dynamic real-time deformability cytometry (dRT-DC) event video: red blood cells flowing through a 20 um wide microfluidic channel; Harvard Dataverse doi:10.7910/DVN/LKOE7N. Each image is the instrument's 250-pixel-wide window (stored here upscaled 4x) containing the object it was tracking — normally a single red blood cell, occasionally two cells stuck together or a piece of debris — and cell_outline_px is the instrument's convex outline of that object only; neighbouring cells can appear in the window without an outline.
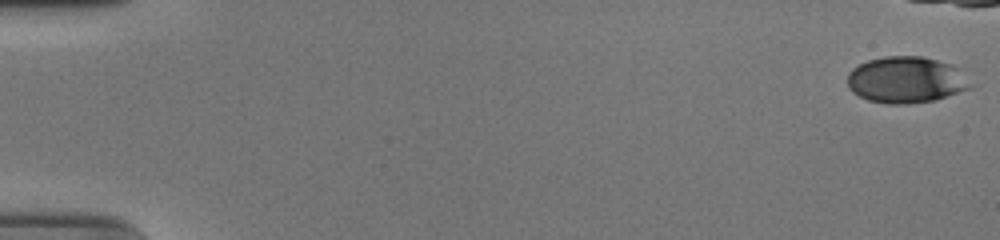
{"species": "human", "species_latin": "Homo sapiens", "temperature_condition": "cold", "stored_images_in_passage": 45, "camera_frame_rate_fps": 3000, "um_per_image_px": 0.085, "donor": {"sex": "male"}, "frame": {"image": 1, "passage_image": 1, "time_ms": 0.0, "image_size_px": [1000, 240], "cell_outline_px": [[968, 88], [932, 100], [908, 104], [888, 104], [868, 100], [852, 92], [848, 88], [848, 72], [852, 68], [868, 60], [884, 56], [924, 56], [948, 64], [956, 68]], "centroid_in_image_um": [76.86, 6.78], "position_along_channel_um": 8.1, "area_um2": 32.31}}
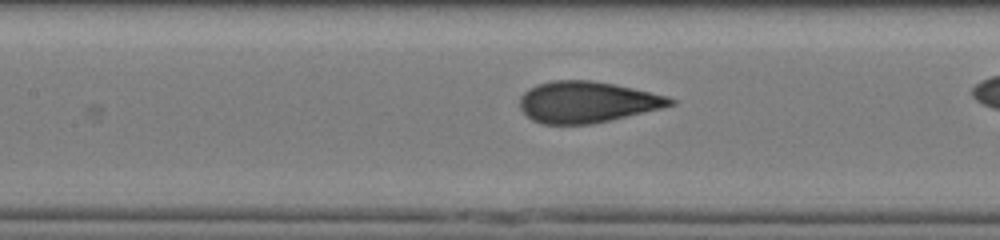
{"frame": {"image": 2, "passage_image": 27, "time_ms": 8.667, "image_size_px": [1000, 240], "cell_outline_px": [[676, 104], [660, 108], [592, 124], [544, 124], [532, 120], [520, 108], [520, 96], [528, 88], [536, 84], [552, 80], [592, 80], [632, 88], [668, 96], [676, 100]], "centroid_in_image_um": [49.86, 8.66], "position_along_channel_um": 157.5, "area_um2": 35.95}}
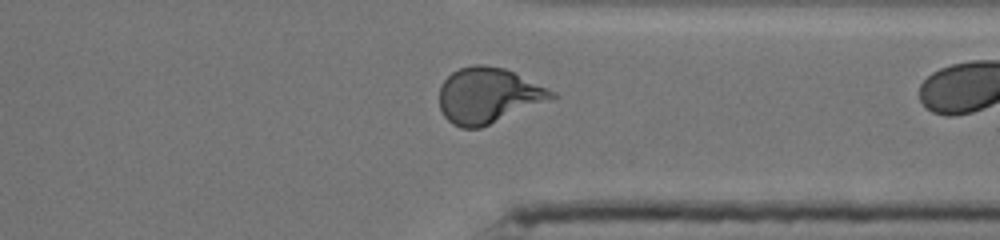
{"frame": {"image": 3, "passage_image": 44, "time_ms": 14.333, "image_size_px": [1000, 240], "cell_outline_px": [[560, 96], [552, 100], [480, 128], [460, 128], [452, 124], [444, 116], [440, 108], [440, 84], [452, 72], [460, 68], [476, 64], [484, 64], [504, 68], [556, 92]], "centroid_in_image_um": [41.51, 8.12], "position_along_channel_um": 369.9, "area_um2": 36.47}}